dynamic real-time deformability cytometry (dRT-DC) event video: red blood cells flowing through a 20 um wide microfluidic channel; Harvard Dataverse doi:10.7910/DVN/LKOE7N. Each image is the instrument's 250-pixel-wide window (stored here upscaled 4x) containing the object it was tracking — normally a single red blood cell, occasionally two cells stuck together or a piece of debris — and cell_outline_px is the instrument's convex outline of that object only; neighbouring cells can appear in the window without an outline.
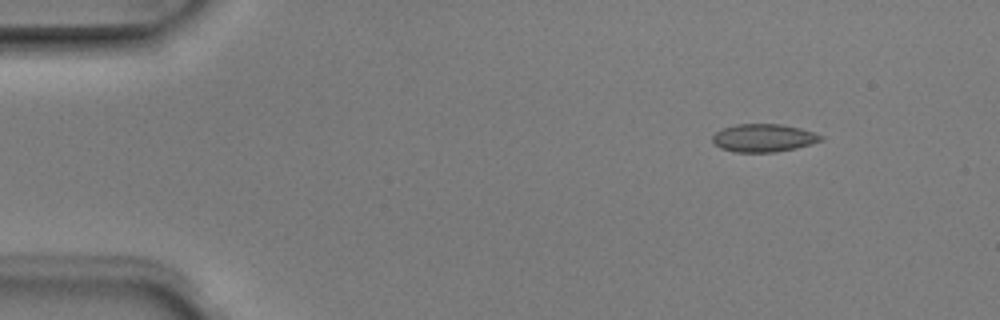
{"species": "Egyptian fruit bat (a non-hibernating species)", "species_latin": "Rousettus aegyptiacus", "temperature_condition": "room temperature", "stored_images_in_passage": 7, "camera_frame_rate_fps": 3000, "um_per_image_px": 0.085, "animal": {"sex": "male"}, "frame": {"image": 1, "passage_image": 1, "time_ms": 0.0, "image_size_px": [1000, 320], "cell_outline_px": [[824, 140], [796, 148], [776, 152], [736, 152], [720, 148], [712, 140], [712, 136], [716, 132], [724, 128], [736, 124], [784, 124], [800, 128], [824, 136]], "centroid_in_image_um": [64.92, 11.72], "position_along_channel_um": 20.1, "area_um2": 17.63}}
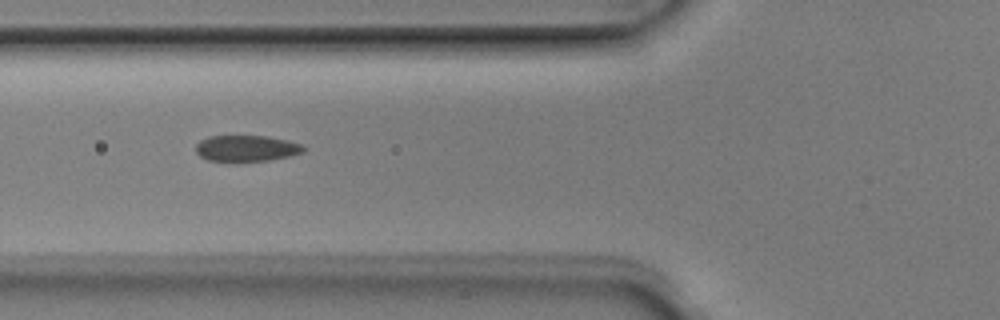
{"frame": {"image": 2, "passage_image": 5, "time_ms": 1.333, "image_size_px": [1000, 320], "cell_outline_px": [[308, 148], [304, 152], [292, 156], [272, 160], [208, 160], [200, 156], [196, 152], [196, 144], [200, 140], [208, 136], [268, 136], [288, 140], [300, 144]], "centroid_in_image_um": [21.0, 12.59], "position_along_channel_um": 104.8, "area_um2": 16.36}}
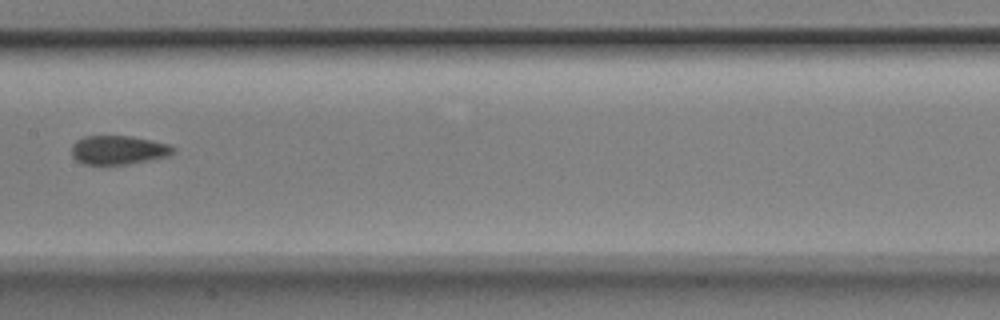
{"frame": {"image": 3, "passage_image": 7, "time_ms": 2.0, "image_size_px": [1000, 320], "cell_outline_px": [[176, 152], [168, 156], [148, 160], [124, 164], [80, 164], [72, 156], [72, 144], [76, 140], [84, 136], [132, 136], [172, 144], [176, 148]], "centroid_in_image_um": [10.08, 12.74], "position_along_channel_um": 197.3, "area_um2": 17.28}}